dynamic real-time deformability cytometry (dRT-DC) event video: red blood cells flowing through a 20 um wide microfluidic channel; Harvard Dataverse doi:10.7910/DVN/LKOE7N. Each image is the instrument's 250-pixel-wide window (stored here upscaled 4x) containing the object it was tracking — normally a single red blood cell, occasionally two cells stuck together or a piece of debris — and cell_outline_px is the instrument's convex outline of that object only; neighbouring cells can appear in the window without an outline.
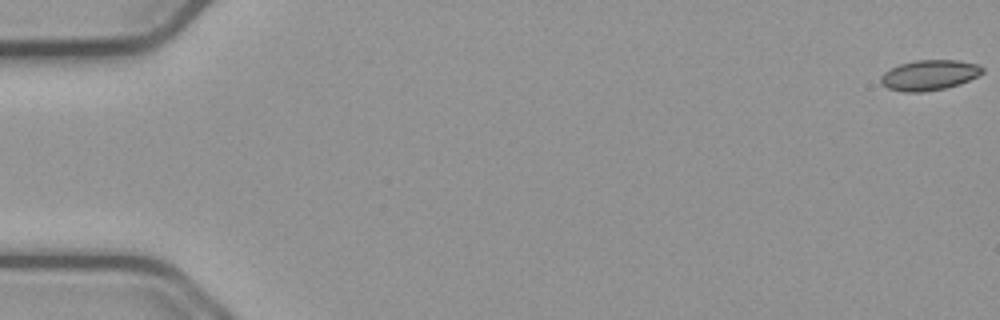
{"species": "common noctule bat (a hibernating species)", "species_latin": "Nyctalus noctula", "temperature_condition": "cold", "stored_images_in_passage": 41, "camera_frame_rate_fps": 3000, "um_per_image_px": 0.085, "animal": {"sex": "male", "body_mass_g": 23.1, "forearm_length_mm": 52.7}, "frame": {"image": 1, "passage_image": 1, "time_ms": 0.0, "image_size_px": [1000, 320], "cell_outline_px": [[984, 72], [960, 84], [944, 88], [924, 92], [904, 92], [888, 88], [880, 84], [880, 76], [884, 72], [900, 64], [916, 60], [956, 60], [976, 64], [984, 68]], "centroid_in_image_um": [78.96, 6.39], "position_along_channel_um": 6.0, "area_um2": 17.86}}
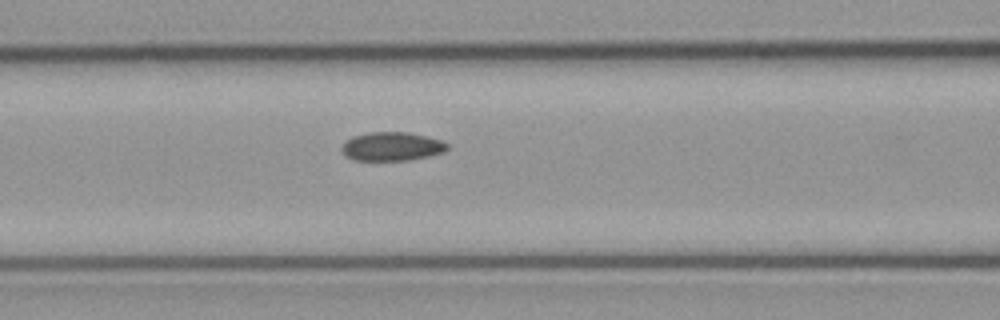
{"frame": {"image": 2, "passage_image": 24, "time_ms": 7.667, "image_size_px": [1000, 320], "cell_outline_px": [[448, 148], [444, 152], [428, 156], [408, 160], [356, 160], [348, 156], [340, 148], [352, 136], [368, 132], [408, 132], [440, 140], [448, 144]], "centroid_in_image_um": [33.32, 12.44], "position_along_channel_um": 133.3, "area_um2": 17.4}}
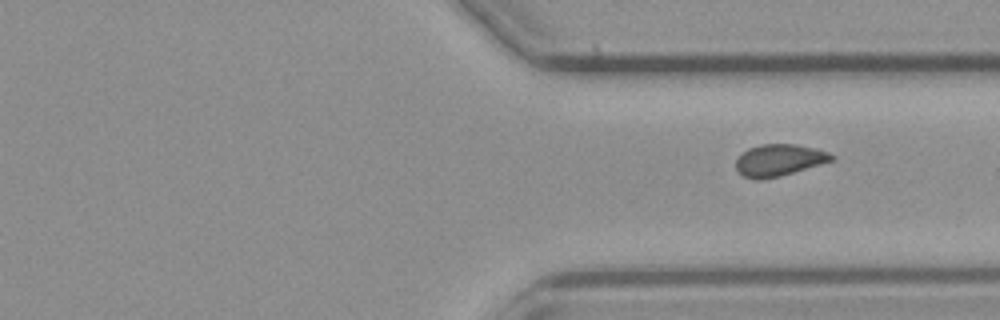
{"frame": {"image": 3, "passage_image": 41, "time_ms": 13.333, "image_size_px": [1000, 320], "cell_outline_px": [[836, 160], [780, 176], [764, 180], [756, 180], [744, 176], [736, 168], [736, 160], [748, 148], [760, 144], [796, 144], [816, 148], [828, 152], [836, 156]], "centroid_in_image_um": [66.27, 13.61], "position_along_channel_um": 345.1, "area_um2": 17.86}}